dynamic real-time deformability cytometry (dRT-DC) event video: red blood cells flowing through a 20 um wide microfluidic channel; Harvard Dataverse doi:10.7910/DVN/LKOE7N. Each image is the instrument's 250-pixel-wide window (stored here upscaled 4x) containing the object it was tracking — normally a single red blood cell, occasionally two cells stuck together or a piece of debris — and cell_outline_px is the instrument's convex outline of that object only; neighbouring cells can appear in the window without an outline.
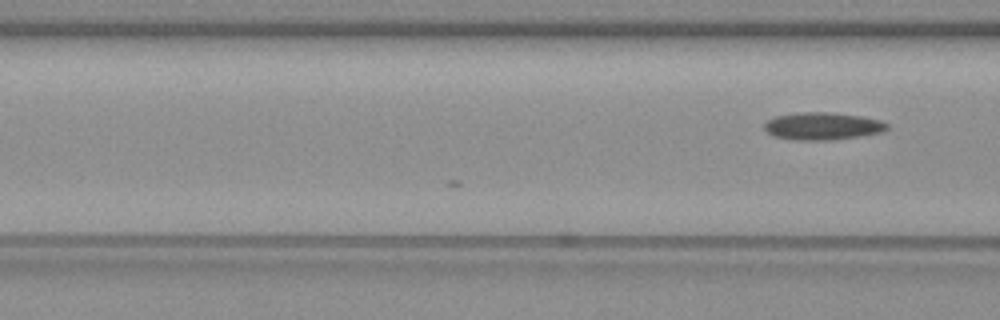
{"species": "common noctule bat (a hibernating species)", "species_latin": "Nyctalus noctula", "temperature_condition": "warm", "stored_images_in_passage": 5, "camera_frame_rate_fps": 3000, "um_per_image_px": 0.085, "animal": {"sex": "female", "body_mass_g": 19.3, "forearm_length_mm": 54.1}, "frame": {"image": 1, "passage_image": 5, "time_ms": 1.333, "image_size_px": [1000, 320], "cell_outline_px": [[888, 128], [880, 132], [860, 136], [832, 140], [792, 140], [772, 136], [764, 128], [764, 124], [768, 120], [776, 116], [804, 112], [828, 112], [860, 116], [880, 120], [888, 124]], "centroid_in_image_um": [69.89, 10.73], "position_along_channel_um": 96.7, "area_um2": 19.54}}